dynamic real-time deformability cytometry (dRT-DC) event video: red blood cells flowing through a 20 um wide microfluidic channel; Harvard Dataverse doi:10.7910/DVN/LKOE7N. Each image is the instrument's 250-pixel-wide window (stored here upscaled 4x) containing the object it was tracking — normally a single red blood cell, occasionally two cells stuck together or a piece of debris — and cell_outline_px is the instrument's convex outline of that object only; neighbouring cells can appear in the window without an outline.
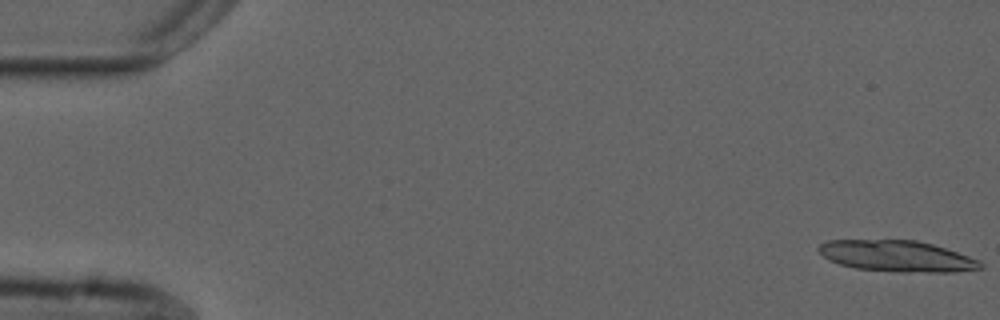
{"species": "common noctule bat (a hibernating species)", "species_latin": "Nyctalus noctula", "temperature_condition": "cold", "stored_images_in_passage": 16, "camera_frame_rate_fps": 3000, "um_per_image_px": 0.085, "animal": {"sex": "male", "forearm_length_mm": 52.5}, "frame": {"image": 1, "passage_image": 1, "time_ms": 0.0, "image_size_px": [1000, 320], "cell_outline_px": [[984, 268], [956, 272], [896, 272], [856, 268], [840, 264], [828, 260], [816, 248], [820, 244], [828, 240], [916, 240], [932, 244], [980, 260], [984, 264]], "centroid_in_image_um": [76.25, 21.77], "position_along_channel_um": 8.7, "area_um2": 29.42}}